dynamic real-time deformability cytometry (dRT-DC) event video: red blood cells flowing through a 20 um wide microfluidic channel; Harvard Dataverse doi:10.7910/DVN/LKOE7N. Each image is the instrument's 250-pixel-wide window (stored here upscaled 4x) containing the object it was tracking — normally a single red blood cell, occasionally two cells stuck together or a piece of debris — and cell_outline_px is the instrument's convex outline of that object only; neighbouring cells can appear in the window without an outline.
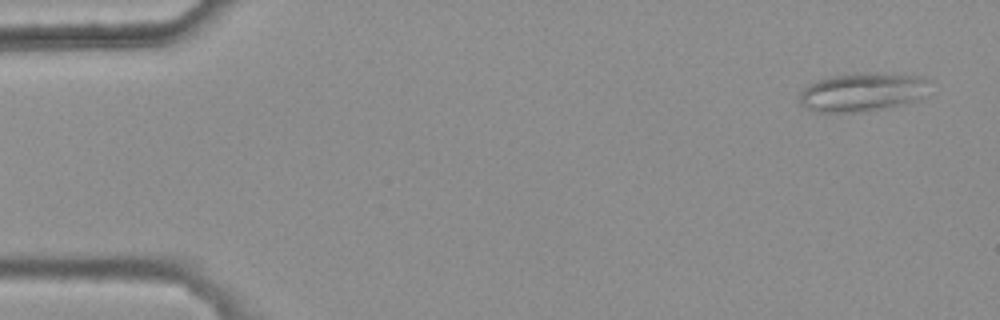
{"species": "common noctule bat (a hibernating species)", "species_latin": "Nyctalus noctula", "temperature_condition": "warm", "stored_images_in_passage": 4, "camera_frame_rate_fps": 3000, "um_per_image_px": 0.085, "animal": {"sex": "female", "body_mass_g": 25.1}, "frame": {"image": 1, "passage_image": 1, "time_ms": 0.0, "image_size_px": [1000, 320], "cell_outline_px": [[932, 80], [924, 96], [916, 100], [880, 108], [860, 112], [820, 112], [808, 108], [800, 104], [800, 92], [808, 84], [832, 76], [860, 72], [876, 72], [924, 76]], "centroid_in_image_um": [73.35, 7.79], "position_along_channel_um": 11.7, "area_um2": 29.3}}